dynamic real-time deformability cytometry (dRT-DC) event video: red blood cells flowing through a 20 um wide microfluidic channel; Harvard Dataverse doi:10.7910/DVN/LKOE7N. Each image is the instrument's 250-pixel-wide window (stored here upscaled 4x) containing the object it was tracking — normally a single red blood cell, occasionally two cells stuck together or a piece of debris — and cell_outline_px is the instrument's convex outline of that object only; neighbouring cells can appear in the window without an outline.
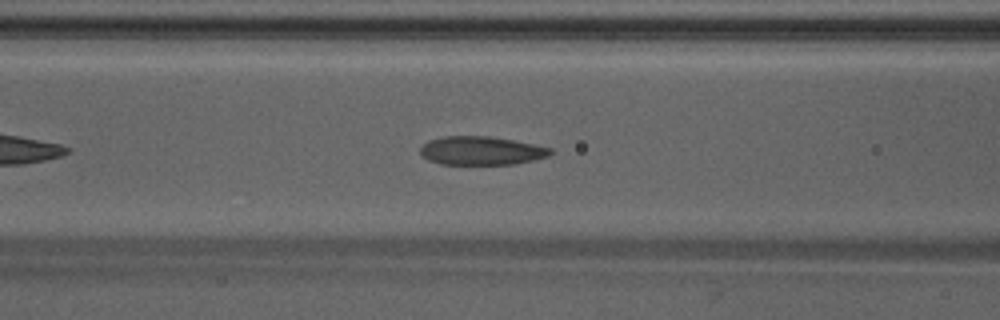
{"species": "Egyptian fruit bat (a non-hibernating species)", "species_latin": "Rousettus aegyptiacus", "temperature_condition": "warm", "stored_images_in_passage": 38, "camera_frame_rate_fps": 3000, "um_per_image_px": 0.085, "animal": {"sex": "male"}, "frame": {"image": 1, "passage_image": 9, "time_ms": 2.667, "image_size_px": [1000, 320], "cell_outline_px": [[556, 152], [548, 156], [516, 164], [440, 164], [428, 160], [420, 152], [420, 148], [428, 140], [444, 136], [488, 136], [512, 140], [552, 148]], "centroid_in_image_um": [40.92, 12.81], "position_along_channel_um": 125.7, "area_um2": 21.62}}
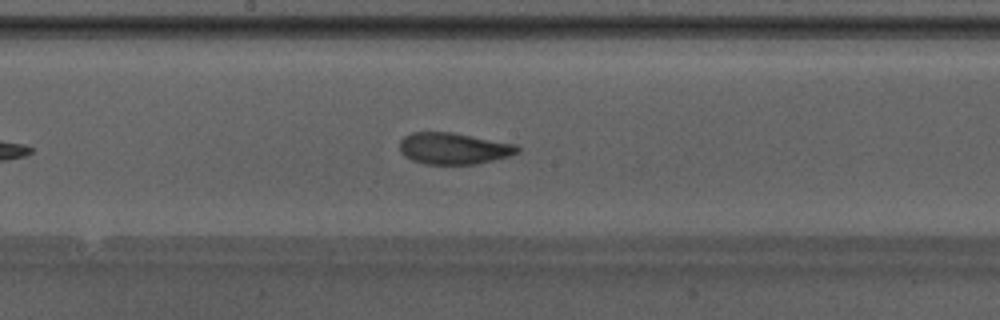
{"frame": {"image": 2, "passage_image": 15, "time_ms": 4.667, "image_size_px": [1000, 320], "cell_outline_px": [[520, 152], [508, 156], [476, 164], [424, 164], [412, 160], [404, 156], [400, 152], [400, 140], [404, 136], [412, 132], [452, 132], [516, 144], [520, 148]], "centroid_in_image_um": [38.54, 12.61], "position_along_channel_um": 209.7, "area_um2": 21.68}}
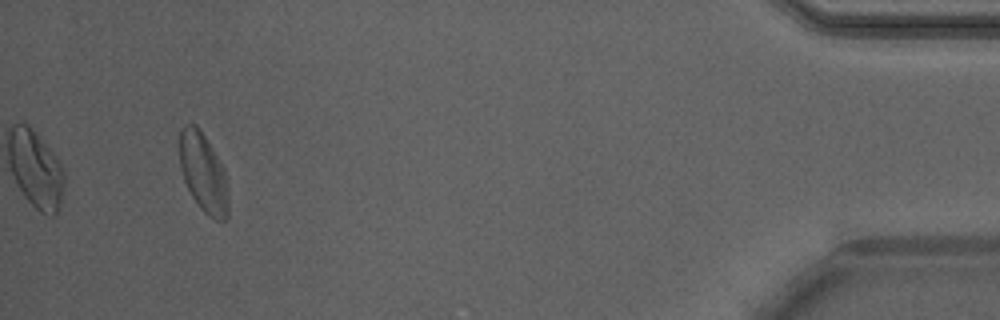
{"frame": {"image": 3, "passage_image": 35, "time_ms": 11.333, "image_size_px": [1000, 320], "cell_outline_px": [[228, 220], [216, 220], [208, 216], [200, 208], [192, 196], [184, 180], [180, 164], [180, 128], [184, 124], [196, 124], [200, 128], [212, 148], [228, 180]], "centroid_in_image_um": [17.29, 14.7], "position_along_channel_um": 417.9, "area_um2": 22.48}, "authors_computed_cell_mechanics": {"area_um2": 21.8484, "velocity_mm_per_s": 4.209, "shape_relaxation_time_tau1_ms": 9.8975, "shape_relaxation_time_tau2_ms": 0.9274, "deformation_change_tau1": 0.2364, "deformation_change_tau2": 0.0596}}